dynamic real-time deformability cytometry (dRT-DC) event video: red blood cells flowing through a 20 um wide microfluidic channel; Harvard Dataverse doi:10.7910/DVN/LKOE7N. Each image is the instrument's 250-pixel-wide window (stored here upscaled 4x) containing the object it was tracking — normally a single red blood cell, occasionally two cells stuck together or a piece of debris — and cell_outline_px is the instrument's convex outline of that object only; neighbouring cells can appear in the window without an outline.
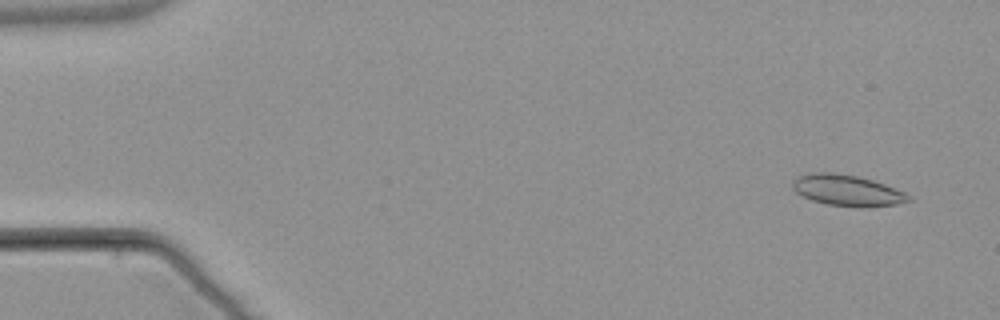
{"species": "common noctule bat (a hibernating species)", "species_latin": "Nyctalus noctula", "temperature_condition": "warm", "stored_images_in_passage": 52, "camera_frame_rate_fps": 3000, "um_per_image_px": 0.085, "animal": {"sex": "male", "body_mass_g": 21.5, "forearm_length_mm": 52.0}, "frame": {"image": 1, "passage_image": 1, "time_ms": 0.0, "image_size_px": [1000, 320], "cell_outline_px": [[912, 200], [896, 204], [868, 208], [828, 204], [812, 200], [796, 192], [792, 188], [792, 184], [796, 176], [812, 172], [832, 172], [856, 176], [872, 180], [884, 184], [904, 192], [912, 196]], "centroid_in_image_um": [72.02, 16.18], "position_along_channel_um": 13.0, "area_um2": 20.98}}
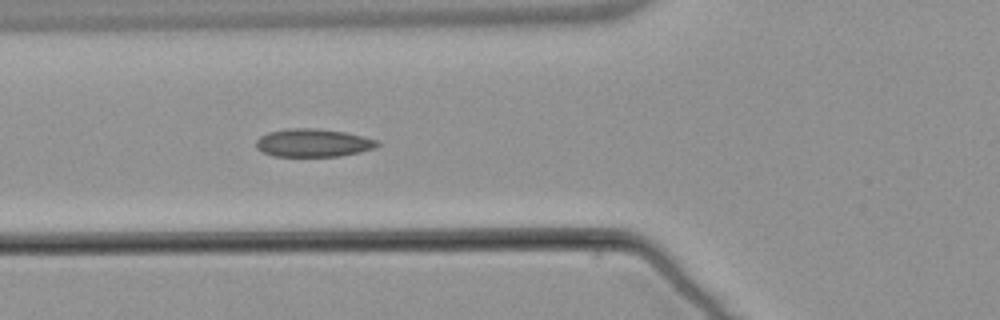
{"frame": {"image": 2, "passage_image": 18, "time_ms": 5.667, "image_size_px": [1000, 320], "cell_outline_px": [[380, 144], [376, 148], [360, 152], [340, 156], [272, 156], [256, 148], [256, 140], [260, 136], [268, 132], [288, 128], [316, 128], [344, 132], [380, 140]], "centroid_in_image_um": [26.64, 12.14], "position_along_channel_um": 99.2, "area_um2": 19.94}}
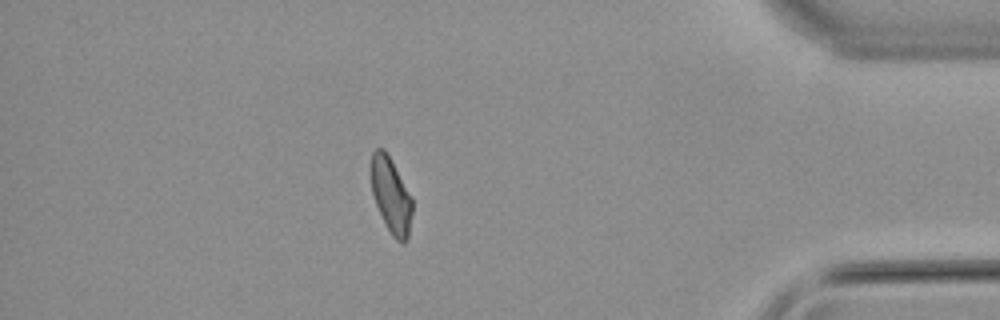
{"frame": {"image": 3, "passage_image": 45, "time_ms": 14.667, "image_size_px": [1000, 320], "cell_outline_px": [[412, 212], [408, 236], [404, 244], [400, 244], [392, 236], [376, 204], [372, 192], [372, 152], [376, 148], [384, 148], [412, 196]], "centroid_in_image_um": [33.26, 16.63], "position_along_channel_um": 401.9, "area_um2": 17.8}, "authors_computed_cell_mechanics": {"area_um2": 19.2763, "velocity_mm_per_s": 3.8111, "shape_relaxation_time_tau1_ms": null, "shape_relaxation_time_tau2_ms": 3.146, "deformation_change_tau1": null, "deformation_change_tau2": 0.0795}}